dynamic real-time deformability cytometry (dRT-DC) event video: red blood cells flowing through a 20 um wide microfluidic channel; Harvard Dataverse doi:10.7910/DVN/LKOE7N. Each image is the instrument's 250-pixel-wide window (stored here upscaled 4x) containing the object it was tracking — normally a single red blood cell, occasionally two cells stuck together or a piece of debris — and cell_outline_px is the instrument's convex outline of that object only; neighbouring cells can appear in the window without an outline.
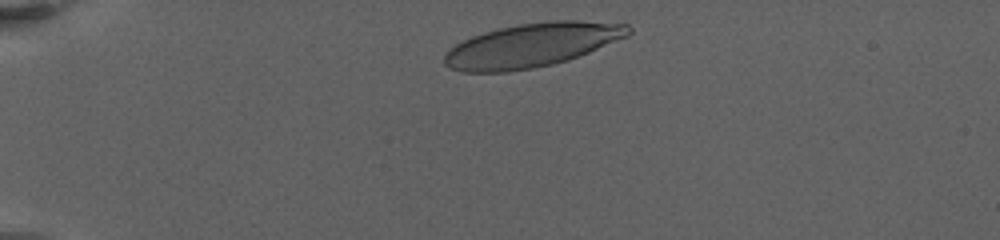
{"species": "human", "species_latin": "Homo sapiens", "temperature_condition": "warm", "stored_images_in_passage": 24, "camera_frame_rate_fps": 3000, "um_per_image_px": 0.085, "donor": {"sex": "female"}, "frame": {"image": 1, "passage_image": 7, "time_ms": 0.667, "image_size_px": [1000, 240], "cell_outline_px": [[632, 32], [628, 36], [568, 60], [552, 64], [532, 68], [508, 72], [464, 72], [448, 68], [444, 64], [444, 56], [456, 44], [472, 36], [484, 32], [500, 28], [520, 24], [556, 20], [576, 20], [628, 24], [632, 28]], "centroid_in_image_um": [45.22, 3.84], "position_along_channel_um": 39.8, "area_um2": 46.76}}